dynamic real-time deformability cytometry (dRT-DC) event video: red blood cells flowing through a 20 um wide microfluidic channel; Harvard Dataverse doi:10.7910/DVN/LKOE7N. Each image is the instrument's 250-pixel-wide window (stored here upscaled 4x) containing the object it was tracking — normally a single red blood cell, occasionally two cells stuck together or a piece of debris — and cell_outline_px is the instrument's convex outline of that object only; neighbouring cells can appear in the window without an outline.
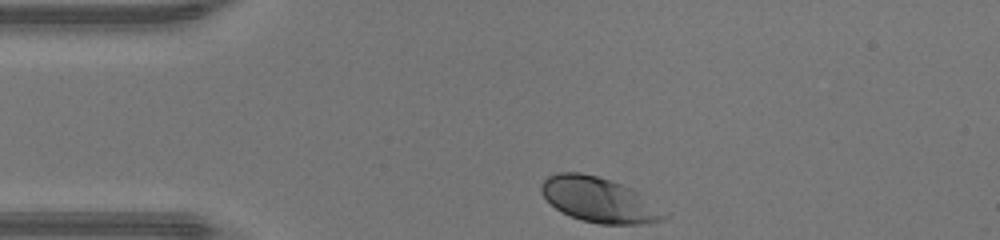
{"species": "human", "species_latin": "Homo sapiens", "temperature_condition": "warm", "stored_images_in_passage": 29, "camera_frame_rate_fps": 3000, "um_per_image_px": 0.085, "donor": {"sex": "male"}, "frame": {"image": 1, "passage_image": 1, "time_ms": 0.0, "image_size_px": [1000, 240], "cell_outline_px": [[668, 216], [660, 220], [640, 224], [600, 224], [580, 220], [556, 208], [540, 192], [540, 184], [548, 176], [556, 172], [580, 172], [596, 176], [632, 188], [640, 192]], "centroid_in_image_um": [50.88, 16.97], "position_along_channel_um": 34.1, "area_um2": 31.73}}
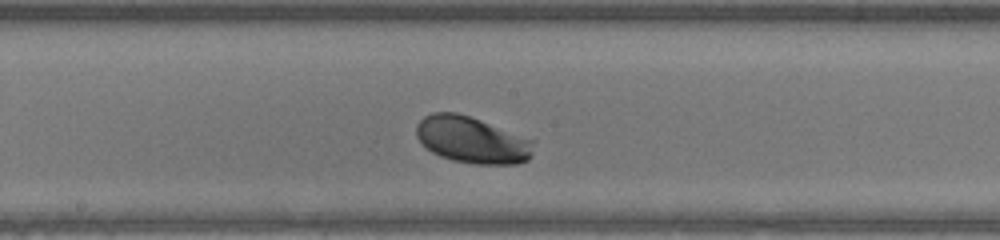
{"frame": {"image": 2, "passage_image": 16, "time_ms": 5.0, "image_size_px": [1000, 240], "cell_outline_px": [[532, 152], [528, 160], [516, 164], [472, 164], [452, 160], [440, 156], [432, 152], [416, 136], [416, 124], [424, 116], [432, 112], [456, 112], [480, 120], [532, 140]], "centroid_in_image_um": [40.08, 11.9], "position_along_channel_um": 208.1, "area_um2": 31.44}}
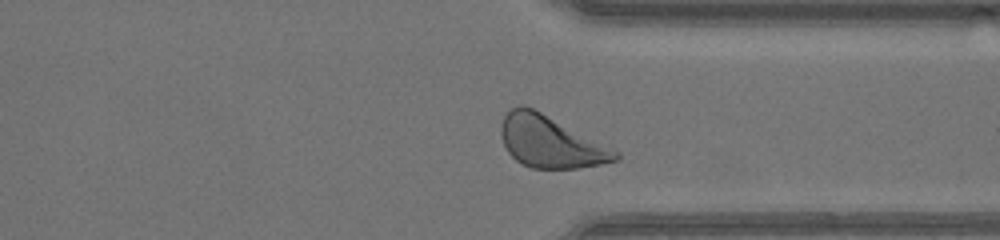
{"frame": {"image": 3, "passage_image": 27, "time_ms": 8.667, "image_size_px": [1000, 240], "cell_outline_px": [[620, 160], [580, 168], [532, 168], [516, 160], [508, 152], [500, 136], [500, 124], [504, 116], [512, 108], [520, 104], [524, 104], [616, 148], [620, 152]], "centroid_in_image_um": [46.83, 12.05], "position_along_channel_um": 364.6, "area_um2": 34.8}, "authors_computed_cell_mechanics": {"area_um2": 31.501, "velocity_mm_per_s": 4.2929, "shape_relaxation_time_tau1_ms": 0.8611, "shape_relaxation_time_tau2_ms": null, "deformation_change_tau1": 0.0998, "deformation_change_tau2": null}}